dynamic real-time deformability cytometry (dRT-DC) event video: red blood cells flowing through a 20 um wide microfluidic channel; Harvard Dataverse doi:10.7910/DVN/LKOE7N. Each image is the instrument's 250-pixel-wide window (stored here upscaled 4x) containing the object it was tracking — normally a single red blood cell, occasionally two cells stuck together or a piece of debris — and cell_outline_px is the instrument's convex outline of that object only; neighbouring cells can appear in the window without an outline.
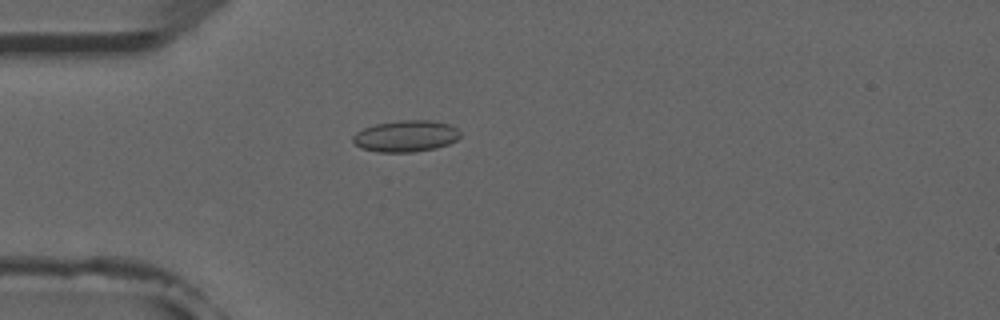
{"species": "common noctule bat (a hibernating species)", "species_latin": "Nyctalus noctula", "temperature_condition": "room temperature", "stored_images_in_passage": 6, "camera_frame_rate_fps": 3000, "um_per_image_px": 0.085, "animal": {"sex": "male", "forearm_length_mm": 52.5}, "frame": {"image": 1, "passage_image": 4, "time_ms": 3.667, "image_size_px": [1000, 320], "cell_outline_px": [[460, 136], [456, 140], [448, 144], [436, 148], [412, 152], [376, 152], [360, 148], [352, 140], [352, 136], [356, 132], [364, 128], [376, 124], [400, 120], [432, 120], [452, 124], [460, 132]], "centroid_in_image_um": [34.5, 11.56], "position_along_channel_um": 50.5, "area_um2": 19.83}}
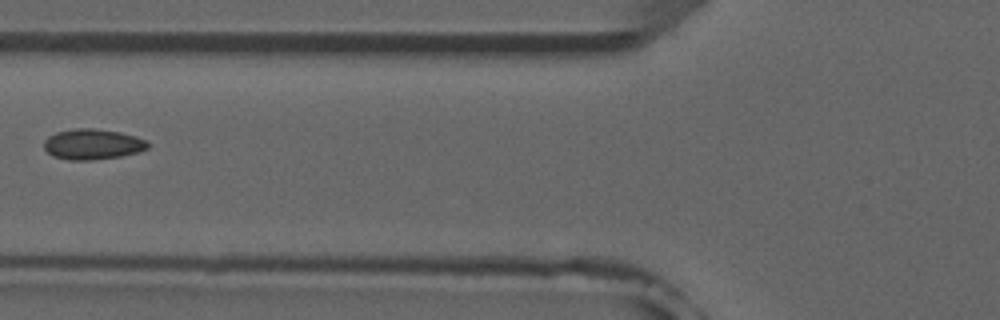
{"frame": {"image": 2, "passage_image": 6, "time_ms": 5.667, "image_size_px": [1000, 320], "cell_outline_px": [[148, 148], [136, 152], [120, 156], [92, 160], [68, 160], [52, 156], [44, 148], [44, 140], [48, 136], [56, 132], [76, 128], [92, 128], [120, 132], [136, 136], [148, 140]], "centroid_in_image_um": [7.85, 12.25], "position_along_channel_um": 117.9, "area_um2": 18.5}}